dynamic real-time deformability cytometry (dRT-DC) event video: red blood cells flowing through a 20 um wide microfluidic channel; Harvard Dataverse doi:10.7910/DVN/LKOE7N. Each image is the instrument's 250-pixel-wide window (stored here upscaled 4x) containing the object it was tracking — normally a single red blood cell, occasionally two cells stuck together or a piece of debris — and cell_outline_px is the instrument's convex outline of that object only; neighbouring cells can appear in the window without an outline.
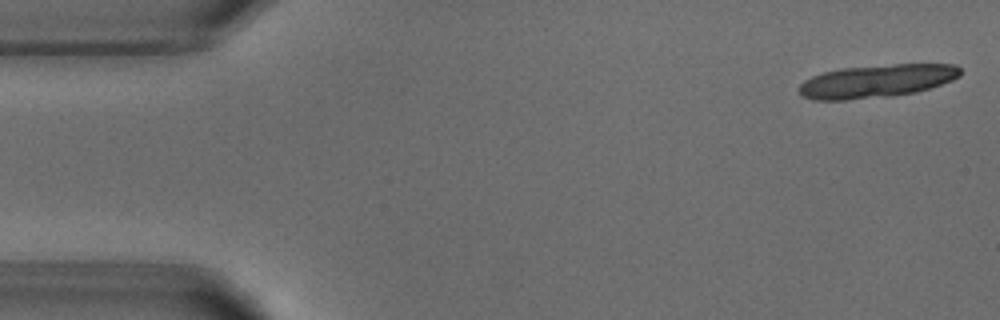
{"species": "common noctule bat (a hibernating species)", "species_latin": "Nyctalus noctula", "temperature_condition": "warm", "stored_images_in_passage": 4, "camera_frame_rate_fps": 3000, "um_per_image_px": 0.085, "animal": {"sex": "male", "body_mass_g": 18.8}, "frame": {"image": 1, "passage_image": 1, "time_ms": 0.0, "image_size_px": [1000, 320], "cell_outline_px": [[960, 76], [952, 80], [916, 92], [892, 96], [844, 100], [812, 100], [804, 96], [796, 88], [804, 80], [812, 76], [824, 72], [840, 68], [896, 64], [956, 64], [960, 68]], "centroid_in_image_um": [74.49, 6.89], "position_along_channel_um": 10.5, "area_um2": 31.04}}